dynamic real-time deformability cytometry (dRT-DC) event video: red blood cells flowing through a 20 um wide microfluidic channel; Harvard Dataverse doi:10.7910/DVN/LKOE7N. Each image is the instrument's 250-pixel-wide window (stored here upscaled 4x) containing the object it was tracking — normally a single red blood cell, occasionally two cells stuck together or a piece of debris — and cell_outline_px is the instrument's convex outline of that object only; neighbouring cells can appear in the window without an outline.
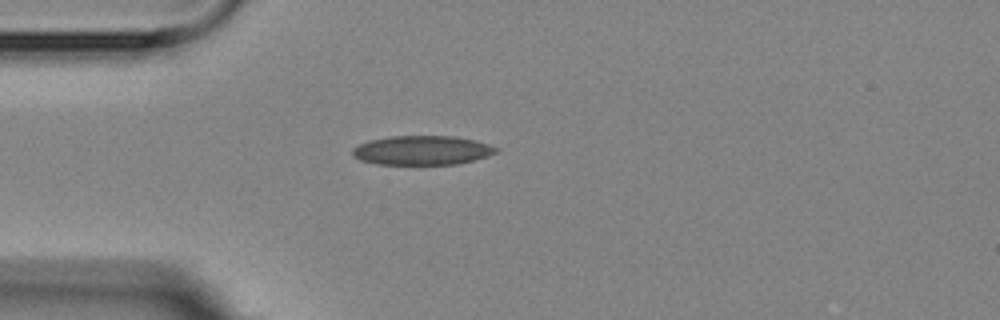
{"species": "Egyptian fruit bat (a non-hibernating species)", "species_latin": "Rousettus aegyptiacus", "temperature_condition": "room temperature", "stored_images_in_passage": 1, "camera_frame_rate_fps": 3000, "um_per_image_px": 0.085, "animal": {"sex": "female"}, "frame": {"image": 1, "passage_image": 1, "time_ms": 0.0, "image_size_px": [1000, 320], "cell_outline_px": [[496, 152], [472, 160], [456, 164], [376, 164], [360, 160], [352, 156], [352, 148], [360, 144], [372, 140], [388, 136], [456, 136], [488, 144], [496, 148]], "centroid_in_image_um": [35.81, 12.77], "position_along_channel_um": 49.2, "area_um2": 24.1}}